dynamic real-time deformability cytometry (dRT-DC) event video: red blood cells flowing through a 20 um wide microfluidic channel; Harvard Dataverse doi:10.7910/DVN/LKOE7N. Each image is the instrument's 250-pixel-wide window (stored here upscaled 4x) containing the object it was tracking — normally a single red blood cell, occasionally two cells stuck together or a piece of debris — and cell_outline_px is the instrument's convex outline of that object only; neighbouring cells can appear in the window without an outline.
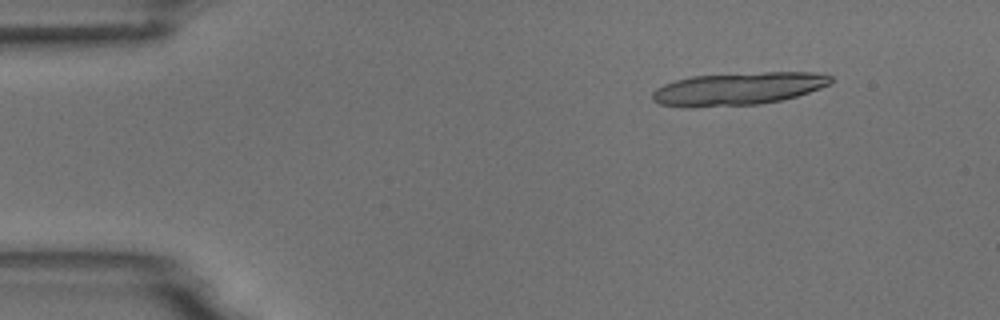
{"species": "common noctule bat (a hibernating species)", "species_latin": "Nyctalus noctula", "temperature_condition": "room temperature", "stored_images_in_passage": 4, "camera_frame_rate_fps": 3000, "um_per_image_px": 0.085, "animal": {"sex": "male", "body_mass_g": 18.8}, "frame": {"image": 1, "passage_image": 2, "time_ms": 1.0, "image_size_px": [1000, 320], "cell_outline_px": [[832, 84], [796, 96], [780, 100], [760, 104], [692, 108], [684, 108], [660, 104], [652, 100], [652, 92], [656, 88], [664, 84], [676, 80], [692, 76], [764, 72], [816, 72], [832, 76]], "centroid_in_image_um": [62.72, 7.55], "position_along_channel_um": 22.3, "area_um2": 34.28}}